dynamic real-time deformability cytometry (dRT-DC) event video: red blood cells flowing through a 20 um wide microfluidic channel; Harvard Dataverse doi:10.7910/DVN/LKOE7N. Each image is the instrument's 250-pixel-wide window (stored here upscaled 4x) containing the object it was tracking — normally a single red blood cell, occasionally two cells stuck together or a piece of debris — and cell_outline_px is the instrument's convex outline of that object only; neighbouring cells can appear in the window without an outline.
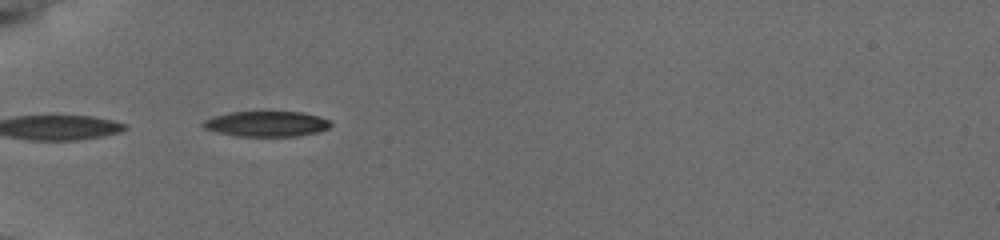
{"species": "common noctule bat (a hibernating species)", "species_latin": "Nyctalus noctula", "temperature_condition": "cold", "stored_images_in_passage": 3, "camera_frame_rate_fps": 3000, "um_per_image_px": 0.085, "animal": {"sex": "female", "body_mass_g": 19.5, "forearm_length_mm": 54.1}, "frame": {"image": 1, "passage_image": 1, "time_ms": 0.0, "image_size_px": [1000, 240], "cell_outline_px": [[332, 124], [328, 128], [316, 132], [296, 136], [236, 136], [216, 132], [204, 128], [200, 124], [204, 120], [212, 116], [228, 112], [304, 112], [328, 120]], "centroid_in_image_um": [22.58, 10.52], "position_along_channel_um": 62.4, "area_um2": 18.84}}